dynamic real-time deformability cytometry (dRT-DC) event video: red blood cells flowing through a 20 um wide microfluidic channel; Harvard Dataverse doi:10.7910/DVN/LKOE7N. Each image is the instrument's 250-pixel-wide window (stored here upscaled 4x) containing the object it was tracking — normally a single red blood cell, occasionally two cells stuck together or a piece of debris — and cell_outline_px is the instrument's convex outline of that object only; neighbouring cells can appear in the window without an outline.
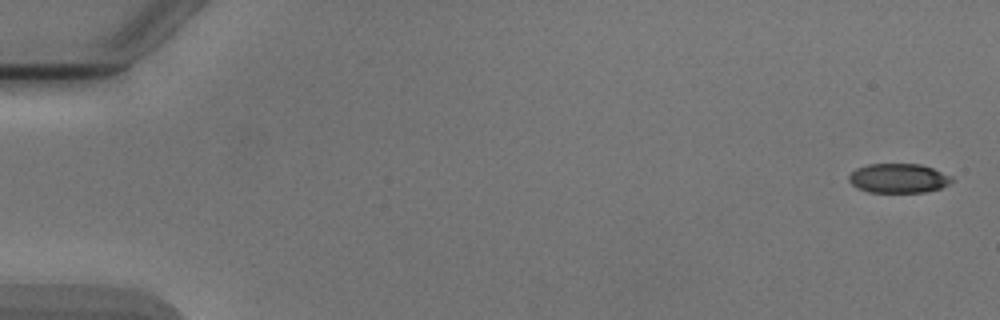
{"species": "Egyptian fruit bat (a non-hibernating species)", "species_latin": "Rousettus aegyptiacus", "temperature_condition": "cold", "stored_images_in_passage": 6, "camera_frame_rate_fps": 3000, "um_per_image_px": 0.085, "animal": {"sex": "male"}, "frame": {"image": 1, "passage_image": 1, "time_ms": 0.0, "image_size_px": [1000, 320], "cell_outline_px": [[952, 180], [948, 184], [940, 188], [924, 192], [868, 192], [856, 188], [848, 180], [848, 176], [856, 168], [868, 164], [920, 164], [932, 168], [952, 176]], "centroid_in_image_um": [76.33, 15.15], "position_along_channel_um": 8.7, "area_um2": 17.57}}
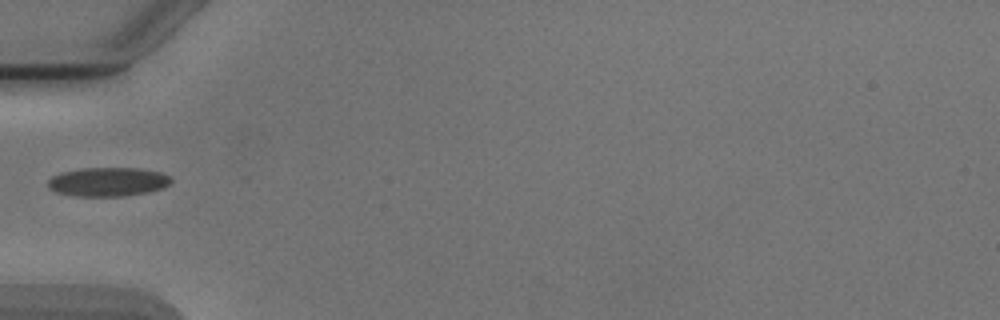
{"frame": {"image": 2, "passage_image": 5, "time_ms": 5.667, "image_size_px": [1000, 320], "cell_outline_px": [[172, 180], [164, 188], [148, 192], [124, 196], [72, 196], [56, 192], [48, 188], [48, 180], [52, 176], [60, 172], [84, 168], [136, 168], [160, 172], [168, 176]], "centroid_in_image_um": [9.14, 15.46], "position_along_channel_um": 75.9, "area_um2": 20.81}}
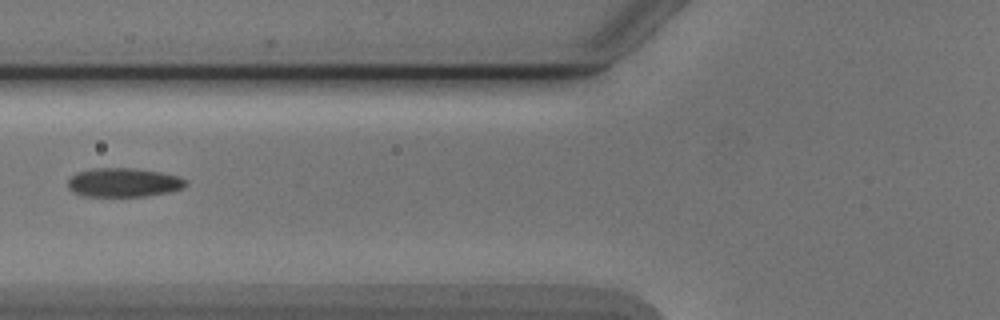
{"frame": {"image": 3, "passage_image": 6, "time_ms": 6.667, "image_size_px": [1000, 320], "cell_outline_px": [[188, 184], [180, 188], [168, 192], [144, 196], [84, 196], [68, 188], [68, 180], [76, 172], [92, 168], [136, 168], [160, 172], [176, 176], [184, 180]], "centroid_in_image_um": [10.46, 15.5], "position_along_channel_um": 115.3, "area_um2": 19.65}}